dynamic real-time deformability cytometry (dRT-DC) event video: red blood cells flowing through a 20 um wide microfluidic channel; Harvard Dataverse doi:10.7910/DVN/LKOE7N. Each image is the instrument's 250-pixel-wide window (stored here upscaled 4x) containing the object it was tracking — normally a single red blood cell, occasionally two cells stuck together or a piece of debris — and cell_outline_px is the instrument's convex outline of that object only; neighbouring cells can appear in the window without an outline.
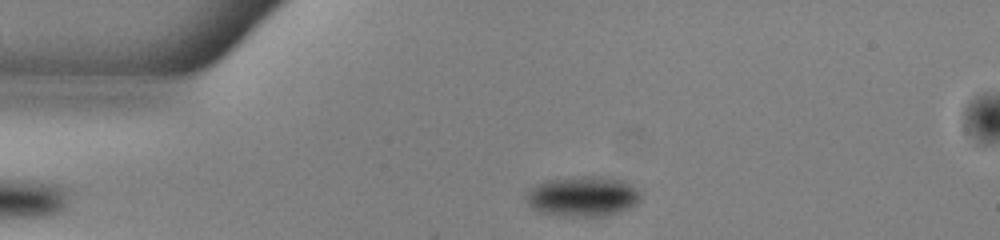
{"species": "common noctule bat (a hibernating species)", "species_latin": "Nyctalus noctula", "temperature_condition": "warm", "stored_images_in_passage": 42, "camera_frame_rate_fps": 3000, "um_per_image_px": 0.085, "animal": {"sex": "male", "body_mass_g": 13.0, "forearm_length_mm": 53.1}, "frame": {"image": 1, "passage_image": 1, "time_ms": 0.0, "image_size_px": [1000, 240], "cell_outline_px": [[640, 200], [636, 204], [628, 208], [616, 212], [600, 216], [568, 216], [540, 212], [532, 208], [528, 204], [524, 196], [536, 184], [544, 180], [572, 176], [616, 176], [624, 180], [636, 188], [640, 192]], "centroid_in_image_um": [49.53, 16.65], "position_along_channel_um": 35.5, "area_um2": 27.11}}
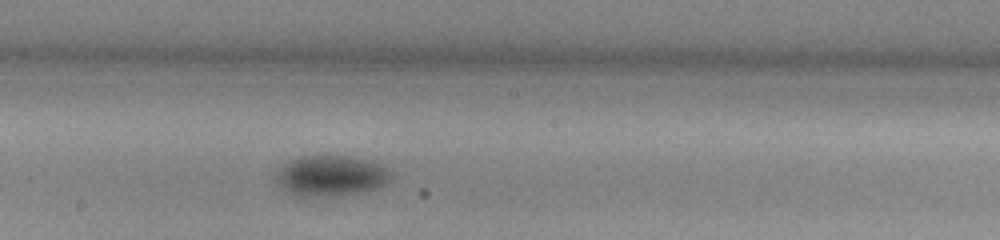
{"frame": {"image": 2, "passage_image": 18, "time_ms": 5.667, "image_size_px": [1000, 240], "cell_outline_px": [[392, 180], [380, 188], [360, 192], [336, 196], [296, 196], [284, 192], [276, 184], [276, 172], [284, 164], [300, 156], [348, 156], [372, 160], [384, 164], [392, 172]], "centroid_in_image_um": [28.17, 14.95], "position_along_channel_um": 220.0, "area_um2": 27.92}}
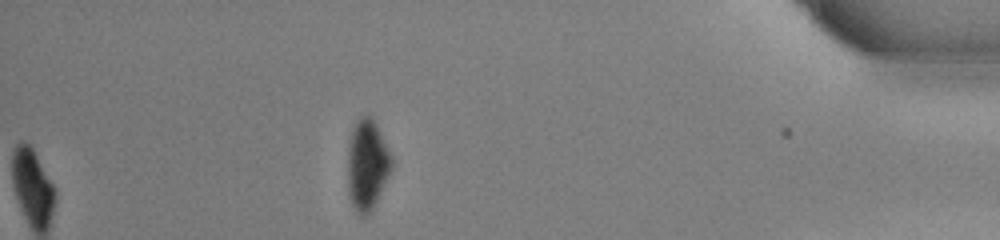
{"frame": {"image": 3, "passage_image": 36, "time_ms": 11.667, "image_size_px": [1000, 240], "cell_outline_px": [[392, 168], [368, 216], [360, 216], [356, 212], [348, 196], [348, 148], [352, 132], [356, 120], [360, 116], [368, 112], [372, 116], [392, 156]], "centroid_in_image_um": [31.19, 13.98], "position_along_channel_um": 404.0, "area_um2": 23.12}, "authors_computed_cell_mechanics": {"area_um2": 27.2527, "velocity_mm_per_s": 3.9069, "shape_relaxation_time_tau1_ms": 2.4633, "shape_relaxation_time_tau2_ms": null, "deformation_change_tau1": 0.0867, "deformation_change_tau2": null}}